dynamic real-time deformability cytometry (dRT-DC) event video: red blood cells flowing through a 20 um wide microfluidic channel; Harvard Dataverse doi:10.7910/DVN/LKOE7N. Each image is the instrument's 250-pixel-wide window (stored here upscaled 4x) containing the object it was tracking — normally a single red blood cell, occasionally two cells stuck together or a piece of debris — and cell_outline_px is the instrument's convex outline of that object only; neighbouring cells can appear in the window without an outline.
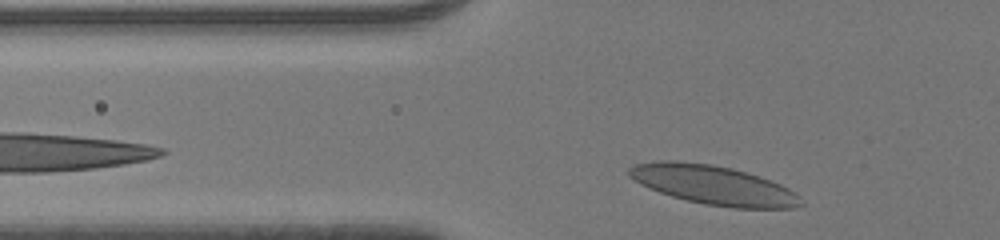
{"species": "human", "species_latin": "Homo sapiens", "temperature_condition": "room temperature", "stored_images_in_passage": 27, "camera_frame_rate_fps": 3000, "um_per_image_px": 0.085, "donor": {"sex": "male"}, "frame": {"image": 1, "passage_image": 2, "time_ms": 0.333, "image_size_px": [1000, 240], "cell_outline_px": [[804, 204], [792, 208], [732, 208], [704, 204], [672, 196], [660, 192], [640, 184], [628, 176], [628, 168], [636, 164], [660, 160], [672, 160], [708, 164], [728, 168], [744, 172], [780, 184], [796, 192], [800, 196]], "centroid_in_image_um": [60.63, 15.74], "position_along_channel_um": 65.2, "area_um2": 38.78}}
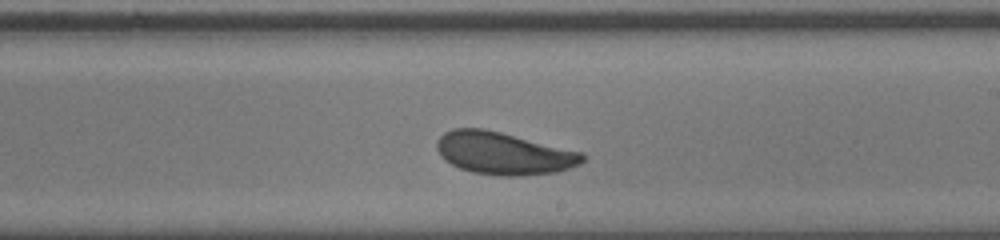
{"frame": {"image": 2, "passage_image": 16, "time_ms": 5.0, "image_size_px": [1000, 240], "cell_outline_px": [[584, 160], [580, 164], [556, 172], [520, 176], [504, 176], [472, 172], [460, 168], [452, 164], [436, 148], [436, 140], [444, 132], [452, 128], [484, 128], [584, 152]], "centroid_in_image_um": [42.83, 13.02], "position_along_channel_um": 246.2, "area_um2": 35.89}}
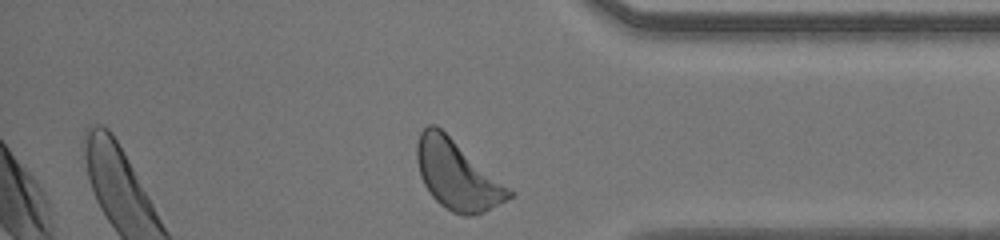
{"frame": {"image": 3, "passage_image": 27, "time_ms": 8.667, "image_size_px": [1000, 240], "cell_outline_px": [[516, 192], [512, 196], [484, 212], [468, 216], [464, 216], [452, 212], [440, 204], [432, 196], [424, 184], [420, 176], [416, 160], [416, 144], [420, 132], [428, 124], [436, 124]], "centroid_in_image_um": [38.85, 14.85], "position_along_channel_um": 396.4, "area_um2": 37.17}, "authors_computed_cell_mechanics": {"area_um2": 35.4314, "velocity_mm_per_s": 4.2508, "shape_relaxation_time_tau1_ms": 2.998, "shape_relaxation_time_tau2_ms": 1.738, "deformation_change_tau1": 0.1113, "deformation_change_tau2": 0.0777}}